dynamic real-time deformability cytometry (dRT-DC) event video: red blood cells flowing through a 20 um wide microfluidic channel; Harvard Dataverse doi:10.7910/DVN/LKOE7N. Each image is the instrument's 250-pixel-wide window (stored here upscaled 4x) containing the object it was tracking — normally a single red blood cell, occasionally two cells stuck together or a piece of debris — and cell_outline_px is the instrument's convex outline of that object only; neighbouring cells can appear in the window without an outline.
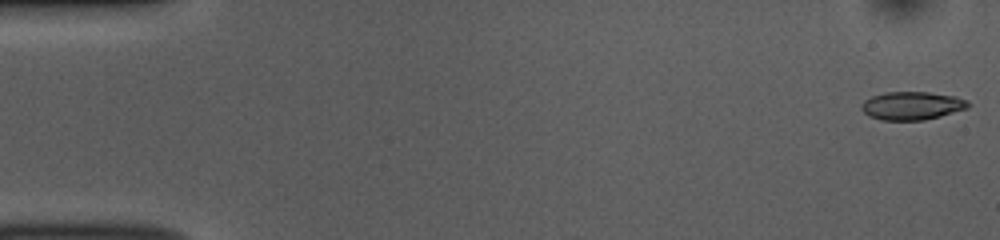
{"species": "common noctule bat (a hibernating species)", "species_latin": "Nyctalus noctula", "temperature_condition": "room temperature", "stored_images_in_passage": 52, "camera_frame_rate_fps": 3000, "um_per_image_px": 0.085, "animal": {"sex": "female", "body_mass_g": 10.0, "forearm_length_mm": 53.1}, "frame": {"image": 1, "passage_image": 1, "time_ms": 0.0, "image_size_px": [1000, 240], "cell_outline_px": [[972, 104], [968, 108], [940, 116], [924, 120], [880, 120], [868, 116], [860, 108], [860, 104], [864, 100], [872, 96], [884, 92], [928, 92], [956, 96], [968, 100]], "centroid_in_image_um": [77.51, 8.98], "position_along_channel_um": 7.5, "area_um2": 17.74}}
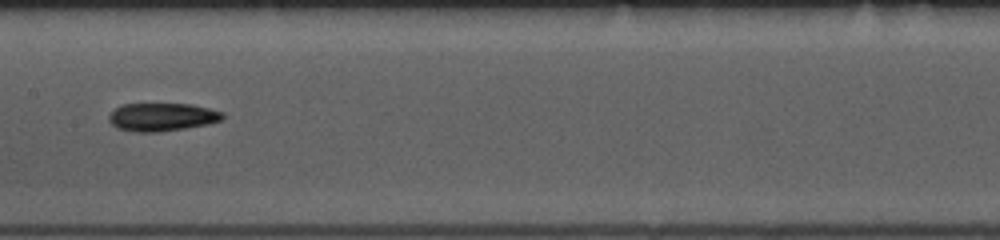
{"frame": {"image": 2, "passage_image": 26, "time_ms": 8.333, "image_size_px": [1000, 240], "cell_outline_px": [[224, 116], [220, 120], [208, 124], [160, 132], [136, 132], [116, 128], [108, 120], [108, 116], [120, 104], [192, 104], [224, 112]], "centroid_in_image_um": [13.75, 9.94], "position_along_channel_um": 193.6, "area_um2": 18.61}}
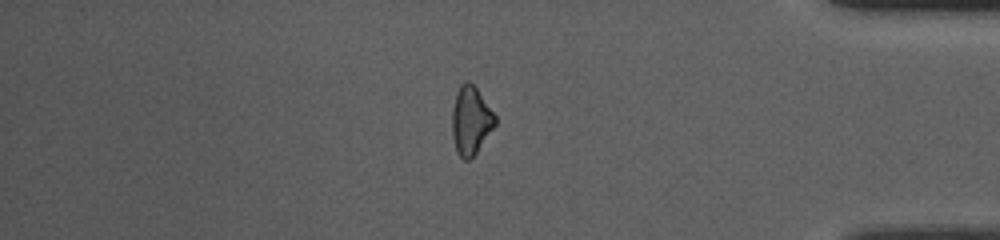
{"frame": {"image": 3, "passage_image": 44, "time_ms": 14.333, "image_size_px": [1000, 240], "cell_outline_px": [[496, 124], [476, 152], [468, 160], [464, 160], [456, 152], [452, 136], [452, 108], [456, 92], [460, 84], [464, 80], [468, 80], [476, 88], [496, 116]], "centroid_in_image_um": [39.99, 10.22], "position_along_channel_um": 395.2, "area_um2": 17.05}}